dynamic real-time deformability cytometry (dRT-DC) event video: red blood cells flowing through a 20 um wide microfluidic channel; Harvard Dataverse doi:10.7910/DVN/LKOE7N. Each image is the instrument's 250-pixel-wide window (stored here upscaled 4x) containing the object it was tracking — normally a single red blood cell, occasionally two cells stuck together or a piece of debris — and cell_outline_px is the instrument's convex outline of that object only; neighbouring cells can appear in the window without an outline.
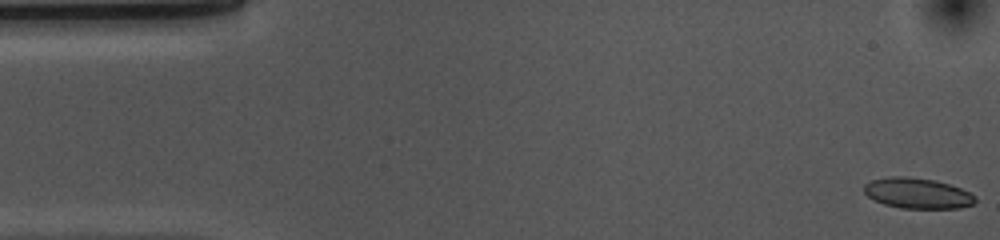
{"species": "common noctule bat (a hibernating species)", "species_latin": "Nyctalus noctula", "temperature_condition": "cold", "stored_images_in_passage": 53, "camera_frame_rate_fps": 3000, "um_per_image_px": 0.085, "animal": {"sex": "female", "body_mass_g": 10.0, "forearm_length_mm": 53.1}, "frame": {"image": 1, "passage_image": 1, "time_ms": 0.0, "image_size_px": [1000, 240], "cell_outline_px": [[976, 200], [972, 204], [960, 208], [900, 208], [884, 204], [868, 196], [864, 192], [864, 184], [872, 180], [888, 176], [904, 176], [936, 180], [960, 188], [976, 196]], "centroid_in_image_um": [77.97, 16.42], "position_along_channel_um": 7.0, "area_um2": 19.71}}
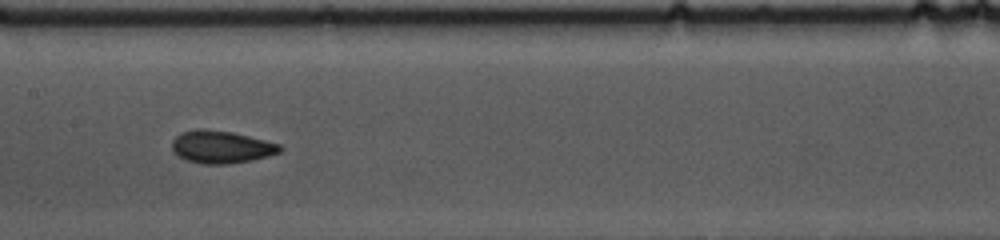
{"frame": {"image": 2, "passage_image": 25, "time_ms": 8.0, "image_size_px": [1000, 240], "cell_outline_px": [[284, 148], [280, 152], [268, 156], [252, 160], [228, 164], [204, 164], [188, 160], [180, 156], [172, 148], [172, 140], [180, 132], [204, 128], [232, 132], [280, 144]], "centroid_in_image_um": [18.83, 12.48], "position_along_channel_um": 188.6, "area_um2": 20.35}}
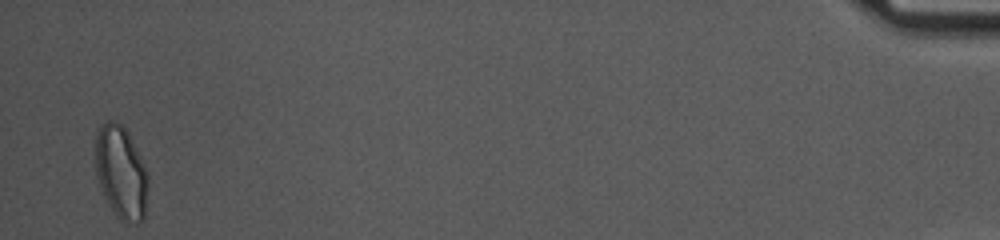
{"frame": {"image": 3, "passage_image": 52, "time_ms": 17.0, "image_size_px": [1000, 240], "cell_outline_px": [[148, 188], [144, 220], [140, 224], [124, 224], [116, 216], [108, 204], [104, 196], [96, 172], [96, 132], [100, 124], [104, 120], [116, 120], [128, 132], [144, 164], [148, 176]], "centroid_in_image_um": [10.3, 14.69], "position_along_channel_um": 424.9, "area_um2": 28.9}, "authors_computed_cell_mechanics": {"area_um2": 20.3456, "velocity_mm_per_s": 3.6716, "shape_relaxation_time_tau1_ms": 7.434, "shape_relaxation_time_tau2_ms": 1.3851, "deformation_change_tau1": 0.1411, "deformation_change_tau2": 0.04}}